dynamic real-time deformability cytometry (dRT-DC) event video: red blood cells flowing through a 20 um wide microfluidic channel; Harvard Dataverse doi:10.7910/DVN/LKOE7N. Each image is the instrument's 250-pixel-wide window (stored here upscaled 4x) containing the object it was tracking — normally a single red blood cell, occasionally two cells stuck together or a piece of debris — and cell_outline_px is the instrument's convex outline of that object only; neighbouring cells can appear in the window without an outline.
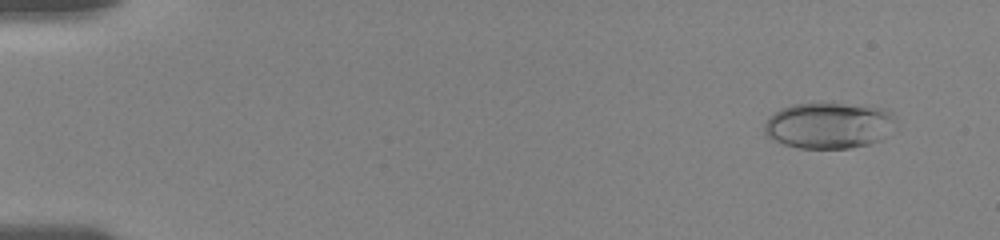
{"species": "human", "species_latin": "Homo sapiens", "temperature_condition": "room temperature", "stored_images_in_passage": 65, "camera_frame_rate_fps": 3000, "um_per_image_px": 0.085, "donor": {"sex": "female"}, "frame": {"image": 1, "passage_image": 5, "time_ms": 1.333, "image_size_px": [1000, 240], "cell_outline_px": [[892, 116], [880, 140], [868, 144], [852, 148], [800, 148], [784, 144], [764, 136], [764, 124], [776, 112], [792, 104], [844, 104], [884, 108]], "centroid_in_image_um": [70.33, 10.68], "position_along_channel_um": 14.7, "area_um2": 34.1}}
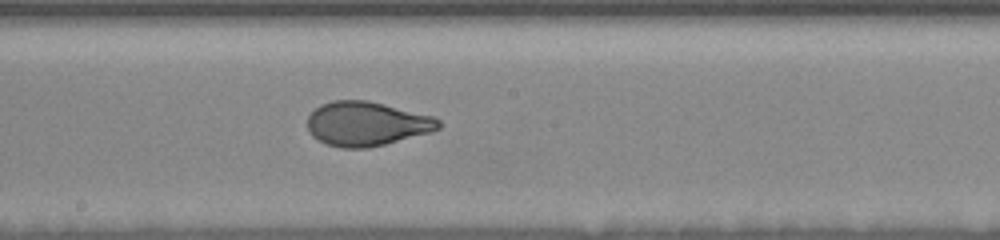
{"frame": {"image": 2, "passage_image": 36, "time_ms": 10.333, "image_size_px": [1000, 240], "cell_outline_px": [[440, 128], [432, 132], [384, 144], [364, 148], [340, 148], [328, 144], [312, 136], [308, 128], [308, 116], [320, 104], [332, 100], [368, 100], [432, 116], [440, 120]], "centroid_in_image_um": [31.16, 10.51], "position_along_channel_um": 217.0, "area_um2": 33.64}}
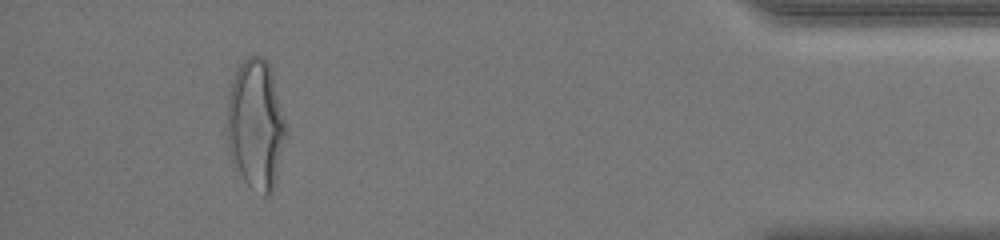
{"frame": {"image": 3, "passage_image": 62, "time_ms": 17.0, "image_size_px": [1000, 240], "cell_outline_px": [[284, 136], [276, 180], [272, 192], [264, 196], [248, 184], [244, 180], [228, 152], [228, 96], [236, 72], [240, 64], [248, 56], [264, 56], [272, 72], [284, 120]], "centroid_in_image_um": [21.72, 10.57], "position_along_channel_um": 413.5, "area_um2": 43.35}, "authors_computed_cell_mechanics": {"area_um2": 34.102, "velocity_mm_per_s": 3.7134, "shape_relaxation_time_tau1_ms": 4.9383, "shape_relaxation_time_tau2_ms": null, "deformation_change_tau1": 0.2049, "deformation_change_tau2": null}}